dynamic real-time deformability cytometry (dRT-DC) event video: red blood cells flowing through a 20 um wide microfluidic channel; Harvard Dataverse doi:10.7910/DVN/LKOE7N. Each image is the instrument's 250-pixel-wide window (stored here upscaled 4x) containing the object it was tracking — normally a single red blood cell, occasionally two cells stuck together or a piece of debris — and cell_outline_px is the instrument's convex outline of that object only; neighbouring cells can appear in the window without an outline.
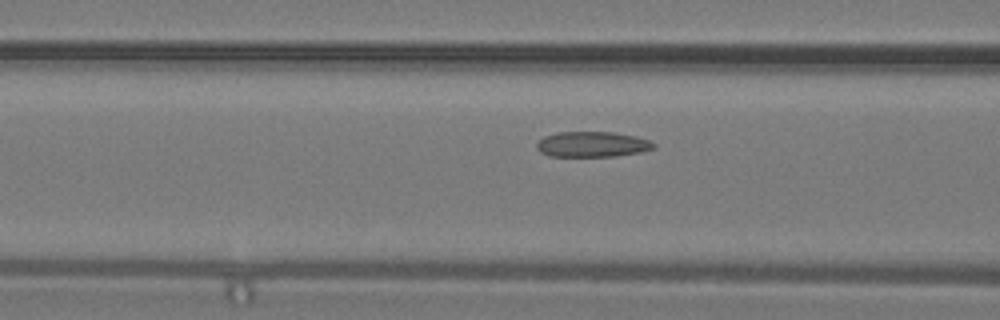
{"species": "common noctule bat (a hibernating species)", "species_latin": "Nyctalus noctula", "temperature_condition": "warm", "stored_images_in_passage": 17, "camera_frame_rate_fps": 3000, "um_per_image_px": 0.085, "animal": {"sex": "male", "body_mass_g": 19.2, "forearm_length_mm": 51.8}, "frame": {"image": 1, "passage_image": 6, "time_ms": 1.667, "image_size_px": [1000, 320], "cell_outline_px": [[656, 148], [640, 152], [616, 156], [548, 156], [540, 152], [536, 148], [536, 144], [544, 136], [556, 132], [616, 132], [636, 136], [648, 140], [656, 144]], "centroid_in_image_um": [50.34, 12.26], "position_along_channel_um": 116.3, "area_um2": 17.46}}
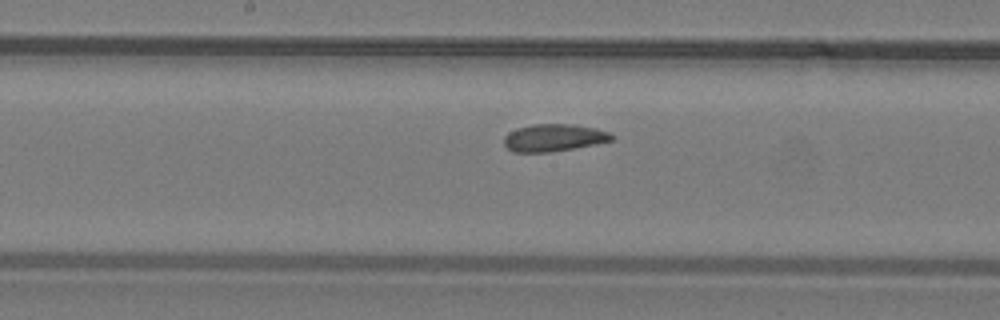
{"frame": {"image": 2, "passage_image": 12, "time_ms": 3.667, "image_size_px": [1000, 320], "cell_outline_px": [[616, 140], [596, 144], [552, 152], [512, 152], [504, 144], [504, 136], [508, 132], [516, 128], [532, 124], [572, 124], [596, 128], [608, 132], [616, 136]], "centroid_in_image_um": [47.1, 11.7], "position_along_channel_um": 201.1, "area_um2": 17.4}}
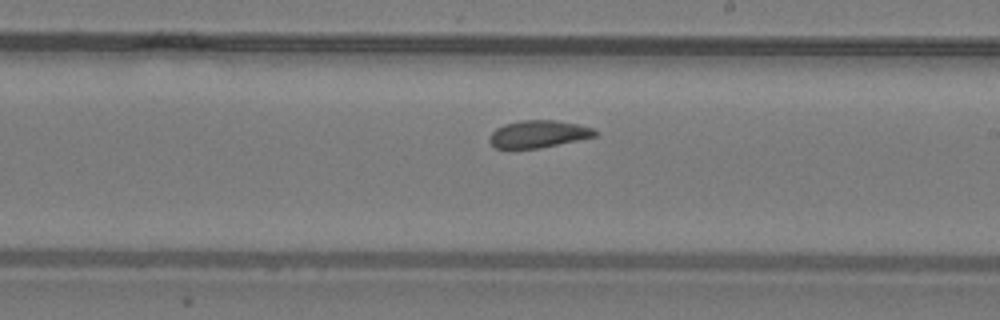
{"frame": {"image": 3, "passage_image": 15, "time_ms": 4.667, "image_size_px": [1000, 320], "cell_outline_px": [[596, 136], [540, 148], [496, 148], [488, 140], [492, 132], [496, 128], [504, 124], [520, 120], [556, 120], [576, 124], [592, 128], [596, 132]], "centroid_in_image_um": [45.73, 11.38], "position_along_channel_um": 243.3, "area_um2": 16.59}}